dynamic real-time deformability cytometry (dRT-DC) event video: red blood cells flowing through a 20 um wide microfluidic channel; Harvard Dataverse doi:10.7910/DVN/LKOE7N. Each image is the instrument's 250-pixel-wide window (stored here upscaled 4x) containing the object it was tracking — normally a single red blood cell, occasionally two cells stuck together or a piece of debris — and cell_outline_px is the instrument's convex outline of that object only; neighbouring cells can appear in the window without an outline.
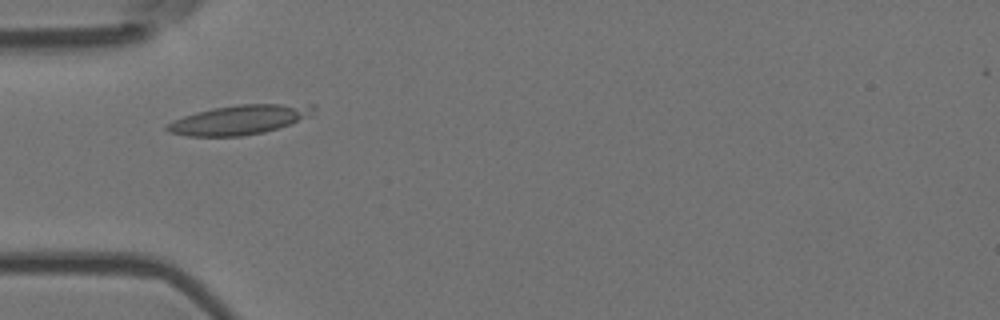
{"species": "Egyptian fruit bat (a non-hibernating species)", "species_latin": "Rousettus aegyptiacus", "temperature_condition": "room temperature", "stored_images_in_passage": 10, "camera_frame_rate_fps": 3000, "um_per_image_px": 0.085, "animal": {"sex": "female"}, "frame": {"image": 1, "passage_image": 4, "time_ms": 1.0, "image_size_px": [1000, 320], "cell_outline_px": [[316, 108], [308, 116], [288, 124], [264, 132], [240, 136], [188, 136], [168, 132], [164, 128], [172, 120], [196, 112], [212, 108], [240, 104], [312, 104]], "centroid_in_image_um": [20.29, 10.17], "position_along_channel_um": 64.7, "area_um2": 24.85}}